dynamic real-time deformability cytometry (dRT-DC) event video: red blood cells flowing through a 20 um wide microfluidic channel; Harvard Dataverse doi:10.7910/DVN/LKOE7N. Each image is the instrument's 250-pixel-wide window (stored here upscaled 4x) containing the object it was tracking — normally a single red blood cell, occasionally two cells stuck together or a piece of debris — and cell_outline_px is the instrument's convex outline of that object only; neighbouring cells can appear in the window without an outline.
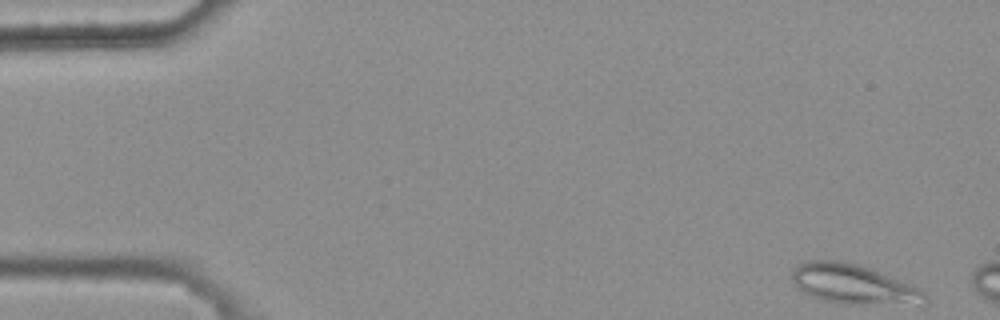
{"species": "common noctule bat (a hibernating species)", "species_latin": "Nyctalus noctula", "temperature_condition": "warm", "stored_images_in_passage": 3, "camera_frame_rate_fps": 3000, "um_per_image_px": 0.085, "animal": {"sex": "female", "body_mass_g": 25.1}, "frame": {"image": 1, "passage_image": 1, "time_ms": 0.0, "image_size_px": [1000, 320], "cell_outline_px": [[928, 300], [856, 304], [844, 304], [820, 300], [804, 292], [792, 280], [792, 268], [804, 260], [844, 260], [872, 268], [920, 288], [924, 292]], "centroid_in_image_um": [72.4, 24.09], "position_along_channel_um": 12.6, "area_um2": 30.06}}